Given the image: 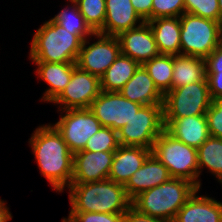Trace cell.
I'll return each instance as SVG.
<instances>
[{
	"mask_svg": "<svg viewBox=\"0 0 222 222\" xmlns=\"http://www.w3.org/2000/svg\"><path fill=\"white\" fill-rule=\"evenodd\" d=\"M28 142L41 175L52 190L64 192L72 182L74 154L62 135L51 123L43 124L33 131Z\"/></svg>",
	"mask_w": 222,
	"mask_h": 222,
	"instance_id": "1",
	"label": "cell"
},
{
	"mask_svg": "<svg viewBox=\"0 0 222 222\" xmlns=\"http://www.w3.org/2000/svg\"><path fill=\"white\" fill-rule=\"evenodd\" d=\"M70 212L125 213L131 206L124 185L110 179L90 183H71Z\"/></svg>",
	"mask_w": 222,
	"mask_h": 222,
	"instance_id": "2",
	"label": "cell"
},
{
	"mask_svg": "<svg viewBox=\"0 0 222 222\" xmlns=\"http://www.w3.org/2000/svg\"><path fill=\"white\" fill-rule=\"evenodd\" d=\"M84 39L71 34L51 18L34 32L29 60L32 62L76 63Z\"/></svg>",
	"mask_w": 222,
	"mask_h": 222,
	"instance_id": "3",
	"label": "cell"
},
{
	"mask_svg": "<svg viewBox=\"0 0 222 222\" xmlns=\"http://www.w3.org/2000/svg\"><path fill=\"white\" fill-rule=\"evenodd\" d=\"M198 188L185 179L170 178L161 185L140 193L132 206L151 217L173 222L179 209Z\"/></svg>",
	"mask_w": 222,
	"mask_h": 222,
	"instance_id": "4",
	"label": "cell"
},
{
	"mask_svg": "<svg viewBox=\"0 0 222 222\" xmlns=\"http://www.w3.org/2000/svg\"><path fill=\"white\" fill-rule=\"evenodd\" d=\"M152 153L167 167L172 178L188 180L199 189L196 148L175 139L164 130L155 140Z\"/></svg>",
	"mask_w": 222,
	"mask_h": 222,
	"instance_id": "5",
	"label": "cell"
},
{
	"mask_svg": "<svg viewBox=\"0 0 222 222\" xmlns=\"http://www.w3.org/2000/svg\"><path fill=\"white\" fill-rule=\"evenodd\" d=\"M181 54L206 59L222 43V25L219 21L193 14L180 16Z\"/></svg>",
	"mask_w": 222,
	"mask_h": 222,
	"instance_id": "6",
	"label": "cell"
},
{
	"mask_svg": "<svg viewBox=\"0 0 222 222\" xmlns=\"http://www.w3.org/2000/svg\"><path fill=\"white\" fill-rule=\"evenodd\" d=\"M165 130L163 104L144 105L133 119L117 131L119 145L152 150L157 137Z\"/></svg>",
	"mask_w": 222,
	"mask_h": 222,
	"instance_id": "7",
	"label": "cell"
},
{
	"mask_svg": "<svg viewBox=\"0 0 222 222\" xmlns=\"http://www.w3.org/2000/svg\"><path fill=\"white\" fill-rule=\"evenodd\" d=\"M212 102L208 81L169 90L163 99V118L205 115Z\"/></svg>",
	"mask_w": 222,
	"mask_h": 222,
	"instance_id": "8",
	"label": "cell"
},
{
	"mask_svg": "<svg viewBox=\"0 0 222 222\" xmlns=\"http://www.w3.org/2000/svg\"><path fill=\"white\" fill-rule=\"evenodd\" d=\"M59 111L60 118L52 125L62 135L73 154L83 150L89 138L102 127L89 108Z\"/></svg>",
	"mask_w": 222,
	"mask_h": 222,
	"instance_id": "9",
	"label": "cell"
},
{
	"mask_svg": "<svg viewBox=\"0 0 222 222\" xmlns=\"http://www.w3.org/2000/svg\"><path fill=\"white\" fill-rule=\"evenodd\" d=\"M93 37L97 41L90 44L91 37L85 39L77 59V66L99 78L121 54L120 42L117 36L104 35L99 32Z\"/></svg>",
	"mask_w": 222,
	"mask_h": 222,
	"instance_id": "10",
	"label": "cell"
},
{
	"mask_svg": "<svg viewBox=\"0 0 222 222\" xmlns=\"http://www.w3.org/2000/svg\"><path fill=\"white\" fill-rule=\"evenodd\" d=\"M142 106L128 100L119 92L101 91L89 109L102 126L118 131L133 119Z\"/></svg>",
	"mask_w": 222,
	"mask_h": 222,
	"instance_id": "11",
	"label": "cell"
},
{
	"mask_svg": "<svg viewBox=\"0 0 222 222\" xmlns=\"http://www.w3.org/2000/svg\"><path fill=\"white\" fill-rule=\"evenodd\" d=\"M100 92V78L77 66L71 80L52 104L59 105L58 110L89 108Z\"/></svg>",
	"mask_w": 222,
	"mask_h": 222,
	"instance_id": "12",
	"label": "cell"
},
{
	"mask_svg": "<svg viewBox=\"0 0 222 222\" xmlns=\"http://www.w3.org/2000/svg\"><path fill=\"white\" fill-rule=\"evenodd\" d=\"M114 151L74 153L71 183H90L108 179L113 163Z\"/></svg>",
	"mask_w": 222,
	"mask_h": 222,
	"instance_id": "13",
	"label": "cell"
},
{
	"mask_svg": "<svg viewBox=\"0 0 222 222\" xmlns=\"http://www.w3.org/2000/svg\"><path fill=\"white\" fill-rule=\"evenodd\" d=\"M121 54L130 57L140 65L160 53L153 32L147 22L140 26L121 32L118 36Z\"/></svg>",
	"mask_w": 222,
	"mask_h": 222,
	"instance_id": "14",
	"label": "cell"
},
{
	"mask_svg": "<svg viewBox=\"0 0 222 222\" xmlns=\"http://www.w3.org/2000/svg\"><path fill=\"white\" fill-rule=\"evenodd\" d=\"M165 130L175 139L198 149L209 137L206 115L163 118Z\"/></svg>",
	"mask_w": 222,
	"mask_h": 222,
	"instance_id": "15",
	"label": "cell"
},
{
	"mask_svg": "<svg viewBox=\"0 0 222 222\" xmlns=\"http://www.w3.org/2000/svg\"><path fill=\"white\" fill-rule=\"evenodd\" d=\"M171 178L167 167L151 153L144 164L124 185L128 197L133 200L140 193L161 185Z\"/></svg>",
	"mask_w": 222,
	"mask_h": 222,
	"instance_id": "16",
	"label": "cell"
},
{
	"mask_svg": "<svg viewBox=\"0 0 222 222\" xmlns=\"http://www.w3.org/2000/svg\"><path fill=\"white\" fill-rule=\"evenodd\" d=\"M105 6L106 18L101 34L118 36L145 22L133 8L131 0H105Z\"/></svg>",
	"mask_w": 222,
	"mask_h": 222,
	"instance_id": "17",
	"label": "cell"
},
{
	"mask_svg": "<svg viewBox=\"0 0 222 222\" xmlns=\"http://www.w3.org/2000/svg\"><path fill=\"white\" fill-rule=\"evenodd\" d=\"M196 190L179 209L173 222H222V201L198 195Z\"/></svg>",
	"mask_w": 222,
	"mask_h": 222,
	"instance_id": "18",
	"label": "cell"
},
{
	"mask_svg": "<svg viewBox=\"0 0 222 222\" xmlns=\"http://www.w3.org/2000/svg\"><path fill=\"white\" fill-rule=\"evenodd\" d=\"M151 153L149 148L119 145L114 151L108 179L125 185Z\"/></svg>",
	"mask_w": 222,
	"mask_h": 222,
	"instance_id": "19",
	"label": "cell"
},
{
	"mask_svg": "<svg viewBox=\"0 0 222 222\" xmlns=\"http://www.w3.org/2000/svg\"><path fill=\"white\" fill-rule=\"evenodd\" d=\"M37 65L35 73L37 78L44 81L49 88L45 90L42 98L43 102L52 103L65 89L71 80L76 63H50L33 62Z\"/></svg>",
	"mask_w": 222,
	"mask_h": 222,
	"instance_id": "20",
	"label": "cell"
},
{
	"mask_svg": "<svg viewBox=\"0 0 222 222\" xmlns=\"http://www.w3.org/2000/svg\"><path fill=\"white\" fill-rule=\"evenodd\" d=\"M119 93L140 105L163 104L164 95L158 90L146 69L140 65L133 77L123 86Z\"/></svg>",
	"mask_w": 222,
	"mask_h": 222,
	"instance_id": "21",
	"label": "cell"
},
{
	"mask_svg": "<svg viewBox=\"0 0 222 222\" xmlns=\"http://www.w3.org/2000/svg\"><path fill=\"white\" fill-rule=\"evenodd\" d=\"M160 54H181L180 17H160L147 21Z\"/></svg>",
	"mask_w": 222,
	"mask_h": 222,
	"instance_id": "22",
	"label": "cell"
},
{
	"mask_svg": "<svg viewBox=\"0 0 222 222\" xmlns=\"http://www.w3.org/2000/svg\"><path fill=\"white\" fill-rule=\"evenodd\" d=\"M205 59L190 55L173 56L172 89L207 81Z\"/></svg>",
	"mask_w": 222,
	"mask_h": 222,
	"instance_id": "23",
	"label": "cell"
},
{
	"mask_svg": "<svg viewBox=\"0 0 222 222\" xmlns=\"http://www.w3.org/2000/svg\"><path fill=\"white\" fill-rule=\"evenodd\" d=\"M140 64L128 56L120 54L100 77L101 91L119 92L133 77Z\"/></svg>",
	"mask_w": 222,
	"mask_h": 222,
	"instance_id": "24",
	"label": "cell"
},
{
	"mask_svg": "<svg viewBox=\"0 0 222 222\" xmlns=\"http://www.w3.org/2000/svg\"><path fill=\"white\" fill-rule=\"evenodd\" d=\"M199 189H201L200 175L208 169L216 180L222 183V138L210 136L198 149Z\"/></svg>",
	"mask_w": 222,
	"mask_h": 222,
	"instance_id": "25",
	"label": "cell"
},
{
	"mask_svg": "<svg viewBox=\"0 0 222 222\" xmlns=\"http://www.w3.org/2000/svg\"><path fill=\"white\" fill-rule=\"evenodd\" d=\"M142 66L163 95L172 89L173 55L159 54Z\"/></svg>",
	"mask_w": 222,
	"mask_h": 222,
	"instance_id": "26",
	"label": "cell"
},
{
	"mask_svg": "<svg viewBox=\"0 0 222 222\" xmlns=\"http://www.w3.org/2000/svg\"><path fill=\"white\" fill-rule=\"evenodd\" d=\"M57 15L51 19L71 34H79L84 40L92 37L94 32L85 22L75 2H69Z\"/></svg>",
	"mask_w": 222,
	"mask_h": 222,
	"instance_id": "27",
	"label": "cell"
},
{
	"mask_svg": "<svg viewBox=\"0 0 222 222\" xmlns=\"http://www.w3.org/2000/svg\"><path fill=\"white\" fill-rule=\"evenodd\" d=\"M75 3L91 30L100 32L106 18L105 0H77Z\"/></svg>",
	"mask_w": 222,
	"mask_h": 222,
	"instance_id": "28",
	"label": "cell"
},
{
	"mask_svg": "<svg viewBox=\"0 0 222 222\" xmlns=\"http://www.w3.org/2000/svg\"><path fill=\"white\" fill-rule=\"evenodd\" d=\"M118 147L117 131L110 127L102 126L98 132L89 138L83 150L90 152H106L115 151Z\"/></svg>",
	"mask_w": 222,
	"mask_h": 222,
	"instance_id": "29",
	"label": "cell"
},
{
	"mask_svg": "<svg viewBox=\"0 0 222 222\" xmlns=\"http://www.w3.org/2000/svg\"><path fill=\"white\" fill-rule=\"evenodd\" d=\"M185 13L219 21L218 0H184Z\"/></svg>",
	"mask_w": 222,
	"mask_h": 222,
	"instance_id": "30",
	"label": "cell"
},
{
	"mask_svg": "<svg viewBox=\"0 0 222 222\" xmlns=\"http://www.w3.org/2000/svg\"><path fill=\"white\" fill-rule=\"evenodd\" d=\"M184 13V0L152 1V19L160 17H180Z\"/></svg>",
	"mask_w": 222,
	"mask_h": 222,
	"instance_id": "31",
	"label": "cell"
},
{
	"mask_svg": "<svg viewBox=\"0 0 222 222\" xmlns=\"http://www.w3.org/2000/svg\"><path fill=\"white\" fill-rule=\"evenodd\" d=\"M124 213L69 212L68 222H123Z\"/></svg>",
	"mask_w": 222,
	"mask_h": 222,
	"instance_id": "32",
	"label": "cell"
},
{
	"mask_svg": "<svg viewBox=\"0 0 222 222\" xmlns=\"http://www.w3.org/2000/svg\"><path fill=\"white\" fill-rule=\"evenodd\" d=\"M209 134L222 138V99H214L206 112Z\"/></svg>",
	"mask_w": 222,
	"mask_h": 222,
	"instance_id": "33",
	"label": "cell"
},
{
	"mask_svg": "<svg viewBox=\"0 0 222 222\" xmlns=\"http://www.w3.org/2000/svg\"><path fill=\"white\" fill-rule=\"evenodd\" d=\"M206 75L212 100L222 99V73L206 72Z\"/></svg>",
	"mask_w": 222,
	"mask_h": 222,
	"instance_id": "34",
	"label": "cell"
},
{
	"mask_svg": "<svg viewBox=\"0 0 222 222\" xmlns=\"http://www.w3.org/2000/svg\"><path fill=\"white\" fill-rule=\"evenodd\" d=\"M206 72L222 73V43L205 59Z\"/></svg>",
	"mask_w": 222,
	"mask_h": 222,
	"instance_id": "35",
	"label": "cell"
},
{
	"mask_svg": "<svg viewBox=\"0 0 222 222\" xmlns=\"http://www.w3.org/2000/svg\"><path fill=\"white\" fill-rule=\"evenodd\" d=\"M123 222H168L139 212L131 206L123 216Z\"/></svg>",
	"mask_w": 222,
	"mask_h": 222,
	"instance_id": "36",
	"label": "cell"
},
{
	"mask_svg": "<svg viewBox=\"0 0 222 222\" xmlns=\"http://www.w3.org/2000/svg\"><path fill=\"white\" fill-rule=\"evenodd\" d=\"M152 1L153 0H131L133 8L145 22L152 20Z\"/></svg>",
	"mask_w": 222,
	"mask_h": 222,
	"instance_id": "37",
	"label": "cell"
},
{
	"mask_svg": "<svg viewBox=\"0 0 222 222\" xmlns=\"http://www.w3.org/2000/svg\"><path fill=\"white\" fill-rule=\"evenodd\" d=\"M6 204V201L0 199V222H8L13 218Z\"/></svg>",
	"mask_w": 222,
	"mask_h": 222,
	"instance_id": "38",
	"label": "cell"
},
{
	"mask_svg": "<svg viewBox=\"0 0 222 222\" xmlns=\"http://www.w3.org/2000/svg\"><path fill=\"white\" fill-rule=\"evenodd\" d=\"M219 5V22L222 25V0H218Z\"/></svg>",
	"mask_w": 222,
	"mask_h": 222,
	"instance_id": "39",
	"label": "cell"
},
{
	"mask_svg": "<svg viewBox=\"0 0 222 222\" xmlns=\"http://www.w3.org/2000/svg\"><path fill=\"white\" fill-rule=\"evenodd\" d=\"M68 2H75V1H77V0H67Z\"/></svg>",
	"mask_w": 222,
	"mask_h": 222,
	"instance_id": "40",
	"label": "cell"
},
{
	"mask_svg": "<svg viewBox=\"0 0 222 222\" xmlns=\"http://www.w3.org/2000/svg\"><path fill=\"white\" fill-rule=\"evenodd\" d=\"M62 222H68L65 218L62 219Z\"/></svg>",
	"mask_w": 222,
	"mask_h": 222,
	"instance_id": "41",
	"label": "cell"
}]
</instances>
